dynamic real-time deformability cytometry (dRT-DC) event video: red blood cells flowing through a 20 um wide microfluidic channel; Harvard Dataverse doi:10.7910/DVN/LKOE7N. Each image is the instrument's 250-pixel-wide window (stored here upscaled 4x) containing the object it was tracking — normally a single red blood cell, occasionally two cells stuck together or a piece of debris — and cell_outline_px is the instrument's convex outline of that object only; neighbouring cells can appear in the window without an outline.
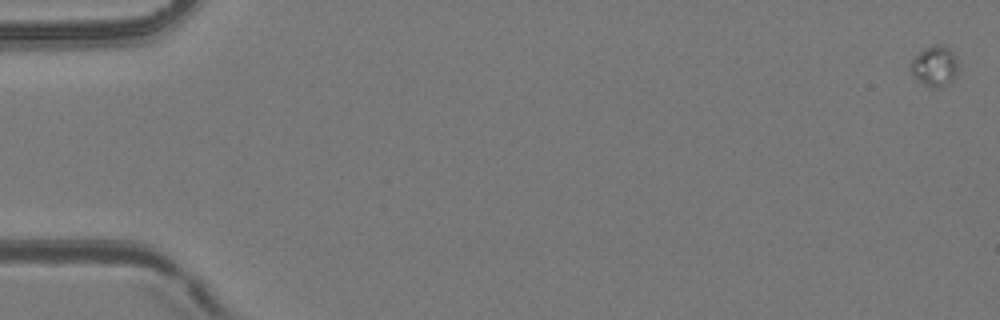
{"species": "common noctule bat (a hibernating species)", "species_latin": "Nyctalus noctula", "temperature_condition": "room temperature", "stored_images_in_passage": 5, "camera_frame_rate_fps": 3000, "um_per_image_px": 0.085, "animal": {"sex": "female", "body_mass_g": 24.6, "forearm_length_mm": 56.2}, "frame": {"image": 1, "passage_image": 1, "time_ms": 0.0, "image_size_px": [1000, 320], "cell_outline_px": [[960, 68], [956, 76], [952, 80], [936, 88], [932, 88], [924, 84], [912, 76], [908, 68], [908, 64], [924, 48], [932, 44], [940, 44], [948, 48], [956, 56]], "centroid_in_image_um": [79.44, 5.6], "position_along_channel_um": 5.6, "area_um2": 11.44}}